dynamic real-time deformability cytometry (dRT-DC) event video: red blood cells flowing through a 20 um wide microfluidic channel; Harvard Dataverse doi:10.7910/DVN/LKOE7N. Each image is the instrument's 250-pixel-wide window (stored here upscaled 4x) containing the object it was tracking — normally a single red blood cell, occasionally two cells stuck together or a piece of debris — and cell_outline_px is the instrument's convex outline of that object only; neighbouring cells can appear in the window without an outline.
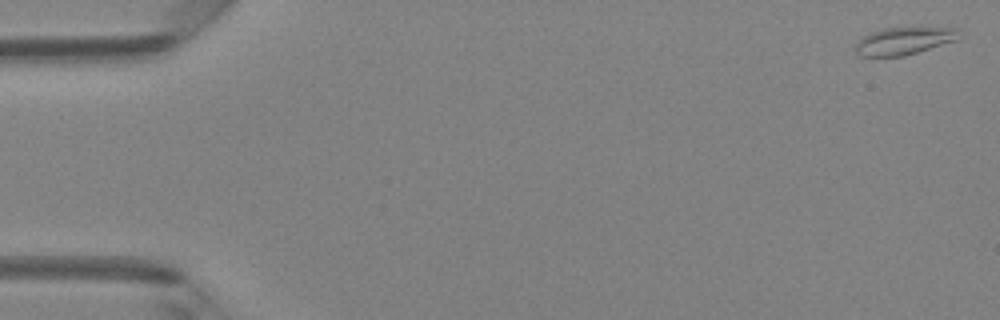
{"species": "Egyptian fruit bat (a non-hibernating species)", "species_latin": "Rousettus aegyptiacus", "temperature_condition": "room temperature", "stored_images_in_passage": 50, "segment_of_instrument_passage": [1, 2], "camera_frame_rate_fps": 3000, "um_per_image_px": 0.085, "animal": {"sex": "female"}, "frame": {"image": 1, "passage_image": 1, "time_ms": 0.0, "image_size_px": [1000, 320], "cell_outline_px": [[956, 40], [904, 56], [860, 56], [856, 52], [856, 44], [864, 36], [872, 32], [884, 28], [920, 24], [956, 28]], "centroid_in_image_um": [76.86, 3.41], "position_along_channel_um": 8.1, "area_um2": 16.99}}
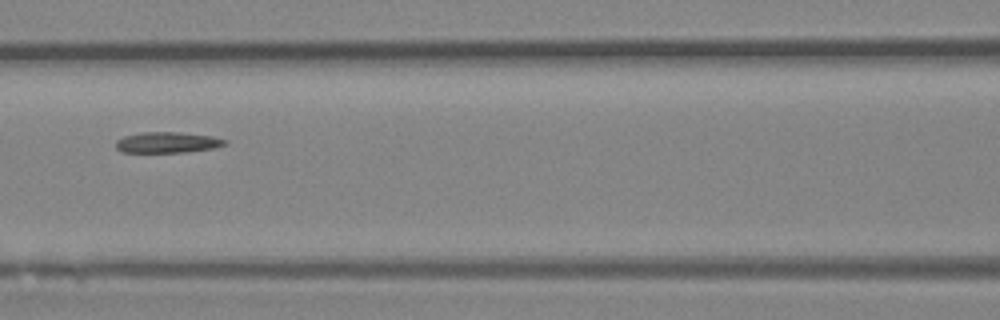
{"frame": {"image": 2, "passage_image": 22, "time_ms": 7.0, "image_size_px": [1000, 320], "cell_outline_px": [[228, 144], [212, 148], [184, 152], [120, 152], [116, 148], [116, 140], [124, 136], [140, 132], [180, 132], [212, 136], [228, 140]], "centroid_in_image_um": [14.22, 12.1], "position_along_channel_um": 152.4, "area_um2": 13.29}}
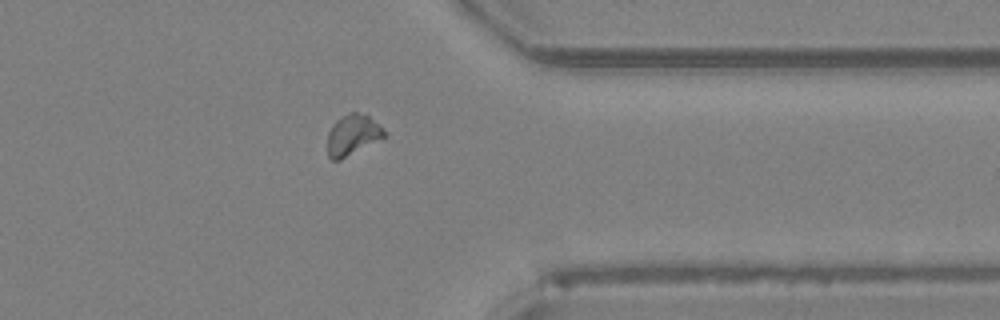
{"frame": {"image": 3, "passage_image": 39, "time_ms": 12.667, "image_size_px": [1000, 320], "cell_outline_px": [[388, 136], [340, 160], [332, 160], [328, 156], [328, 132], [332, 124], [340, 116], [348, 112], [356, 112], [368, 116], [384, 128]], "centroid_in_image_um": [29.99, 11.46], "position_along_channel_um": 381.4, "area_um2": 13.64}}